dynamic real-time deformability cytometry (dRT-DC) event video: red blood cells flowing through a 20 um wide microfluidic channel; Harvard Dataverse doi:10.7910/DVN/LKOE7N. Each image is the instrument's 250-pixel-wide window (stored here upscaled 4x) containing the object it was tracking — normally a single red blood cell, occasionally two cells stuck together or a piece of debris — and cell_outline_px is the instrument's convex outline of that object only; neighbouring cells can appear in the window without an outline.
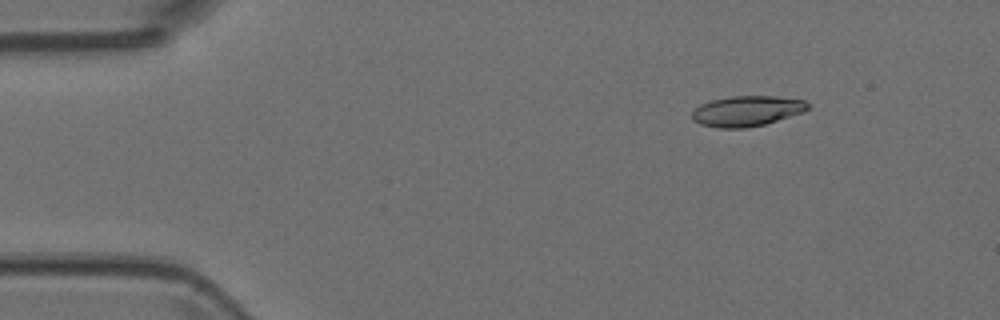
{"species": "Egyptian fruit bat (a non-hibernating species)", "species_latin": "Rousettus aegyptiacus", "temperature_condition": "room temperature", "stored_images_in_passage": 5, "camera_frame_rate_fps": 3000, "um_per_image_px": 0.085, "animal": {"sex": "female"}, "frame": {"image": 1, "passage_image": 2, "time_ms": 0.333, "image_size_px": [1000, 320], "cell_outline_px": [[808, 108], [804, 112], [764, 124], [744, 128], [716, 128], [700, 124], [692, 120], [692, 112], [700, 104], [712, 100], [732, 96], [776, 96], [804, 100], [808, 104]], "centroid_in_image_um": [63.46, 9.44], "position_along_channel_um": 21.5, "area_um2": 20.46}}
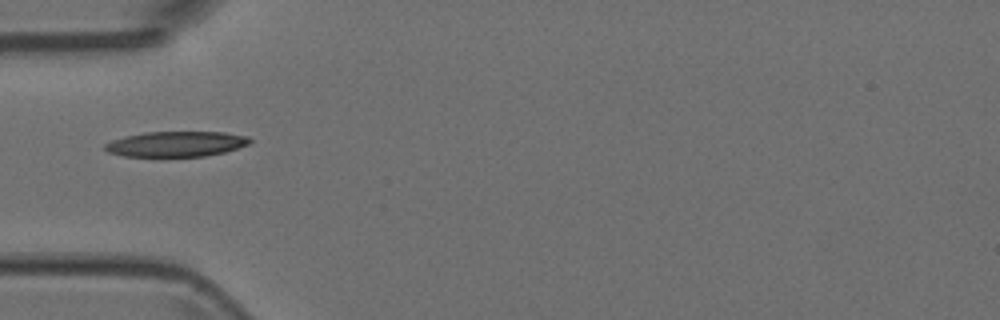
{"frame": {"image": 2, "passage_image": 5, "time_ms": 1.333, "image_size_px": [1000, 320], "cell_outline_px": [[252, 140], [248, 144], [224, 152], [204, 156], [124, 156], [108, 152], [104, 148], [104, 144], [112, 140], [124, 136], [144, 132], [224, 132], [248, 136]], "centroid_in_image_um": [14.95, 12.23], "position_along_channel_um": 70.0, "area_um2": 21.27}}